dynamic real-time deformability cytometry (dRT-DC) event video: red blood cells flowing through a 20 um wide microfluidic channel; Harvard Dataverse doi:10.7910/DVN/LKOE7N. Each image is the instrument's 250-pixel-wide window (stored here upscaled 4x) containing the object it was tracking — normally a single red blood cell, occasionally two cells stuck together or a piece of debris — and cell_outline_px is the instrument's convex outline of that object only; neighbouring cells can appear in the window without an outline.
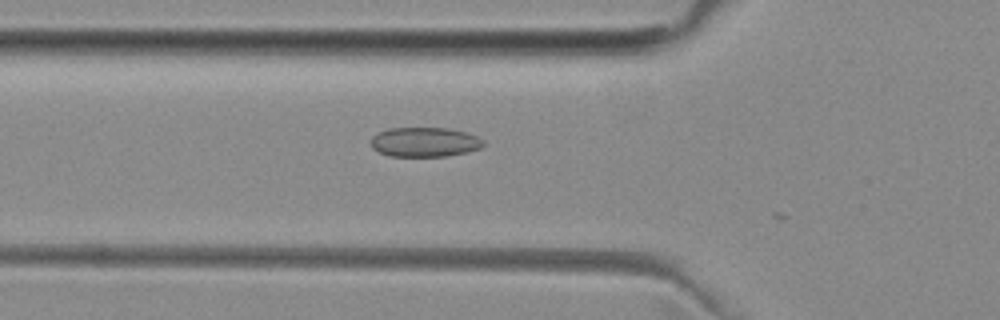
{"species": "common noctule bat (a hibernating species)", "species_latin": "Nyctalus noctula", "temperature_condition": "room temperature", "stored_images_in_passage": 10, "camera_frame_rate_fps": 3000, "um_per_image_px": 0.085, "animal": {"sex": "female", "body_mass_g": 29.2, "forearm_length_mm": 56.3}, "frame": {"image": 1, "passage_image": 4, "time_ms": 1.0, "image_size_px": [1000, 320], "cell_outline_px": [[484, 144], [480, 148], [464, 152], [444, 156], [388, 156], [372, 148], [372, 136], [388, 128], [448, 128], [464, 132], [476, 136], [484, 140]], "centroid_in_image_um": [36.08, 12.07], "position_along_channel_um": 89.7, "area_um2": 19.13}}
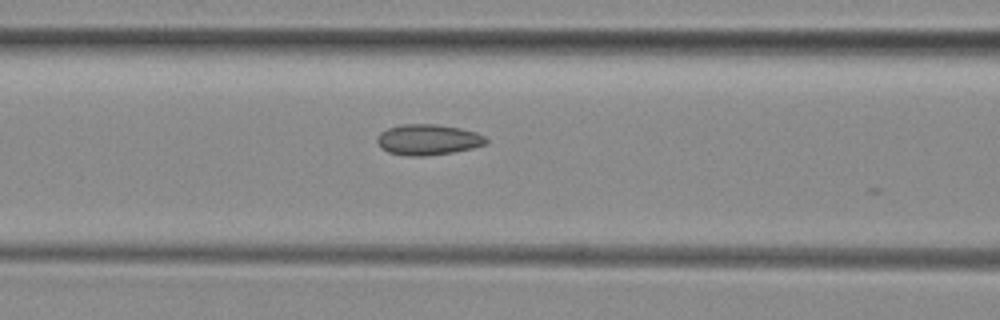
{"frame": {"image": 2, "passage_image": 7, "time_ms": 2.0, "image_size_px": [1000, 320], "cell_outline_px": [[488, 140], [484, 144], [472, 148], [452, 152], [428, 156], [408, 156], [388, 152], [380, 148], [376, 140], [380, 132], [388, 128], [400, 124], [436, 124], [460, 128], [476, 132], [484, 136]], "centroid_in_image_um": [36.34, 11.87], "position_along_channel_um": 130.3, "area_um2": 19.54}}